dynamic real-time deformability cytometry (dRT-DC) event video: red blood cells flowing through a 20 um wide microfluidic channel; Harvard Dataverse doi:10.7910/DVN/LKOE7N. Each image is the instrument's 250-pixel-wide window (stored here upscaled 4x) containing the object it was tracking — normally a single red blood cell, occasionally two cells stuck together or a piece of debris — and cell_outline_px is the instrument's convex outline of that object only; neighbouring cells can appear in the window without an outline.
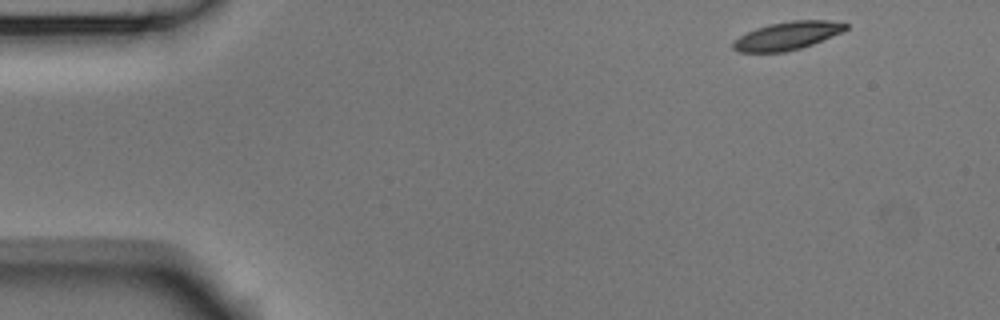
{"species": "Egyptian fruit bat (a non-hibernating species)", "species_latin": "Rousettus aegyptiacus", "temperature_condition": "room temperature", "stored_images_in_passage": 50, "camera_frame_rate_fps": 3000, "um_per_image_px": 0.085, "animal": {"sex": "male"}, "frame": {"image": 1, "passage_image": 1, "time_ms": 0.0, "image_size_px": [1000, 320], "cell_outline_px": [[848, 28], [844, 32], [812, 44], [800, 48], [784, 52], [736, 52], [732, 48], [732, 44], [740, 36], [756, 28], [768, 24], [792, 20], [828, 20], [848, 24]], "centroid_in_image_um": [66.94, 3.03], "position_along_channel_um": 18.1, "area_um2": 18.44}}
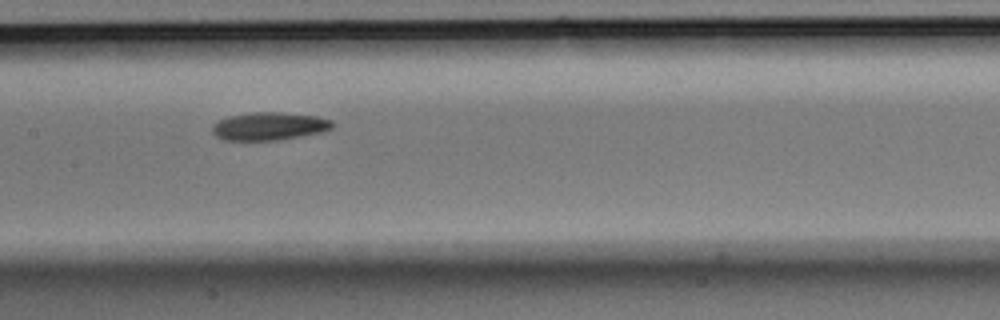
{"frame": {"image": 2, "passage_image": 22, "time_ms": 7.0, "image_size_px": [1000, 320], "cell_outline_px": [[332, 128], [324, 132], [276, 140], [224, 140], [216, 136], [212, 132], [212, 124], [228, 116], [252, 112], [280, 112], [316, 116], [332, 120]], "centroid_in_image_um": [22.87, 10.72], "position_along_channel_um": 184.5, "area_um2": 19.54}}
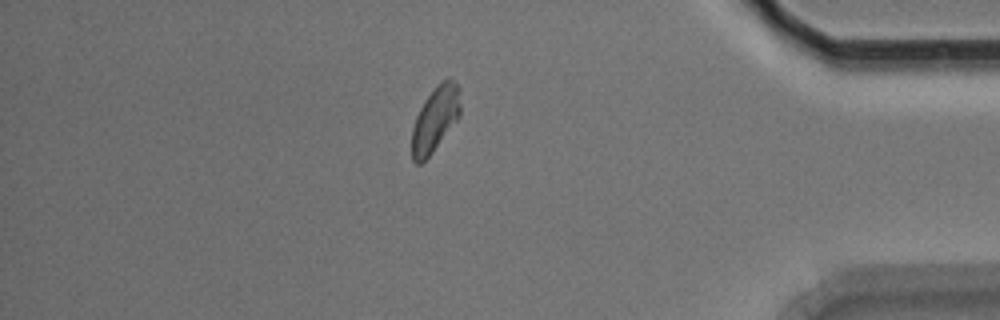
{"frame": {"image": 3, "passage_image": 42, "time_ms": 13.667, "image_size_px": [1000, 320], "cell_outline_px": [[460, 116], [432, 152], [420, 164], [416, 164], [412, 160], [412, 128], [416, 116], [424, 100], [436, 84], [448, 76], [460, 88]], "centroid_in_image_um": [36.99, 10.08], "position_along_channel_um": 398.2, "area_um2": 18.44}, "authors_computed_cell_mechanics": {"area_um2": 18.8428, "velocity_mm_per_s": 3.7216, "shape_relaxation_time_tau1_ms": 5.4081, "shape_relaxation_time_tau2_ms": 11.0302, "deformation_change_tau1": 0.1283, "deformation_change_tau2": 0.1801}}